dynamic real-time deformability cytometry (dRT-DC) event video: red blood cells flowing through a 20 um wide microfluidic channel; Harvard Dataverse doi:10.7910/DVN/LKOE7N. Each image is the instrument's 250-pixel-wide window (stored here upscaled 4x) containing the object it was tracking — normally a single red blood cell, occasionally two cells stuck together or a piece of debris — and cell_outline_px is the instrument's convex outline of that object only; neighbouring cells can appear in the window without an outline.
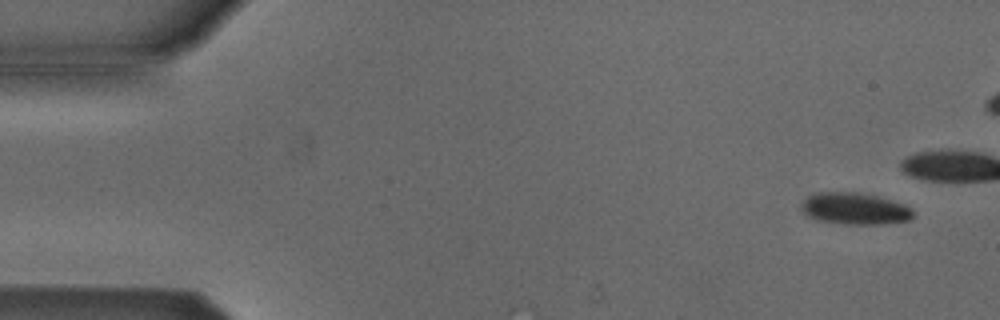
{"species": "Egyptian fruit bat (a non-hibernating species)", "species_latin": "Rousettus aegyptiacus", "temperature_condition": "cold", "stored_images_in_passage": 5, "segment_of_instrument_passage": [2, 2], "camera_frame_rate_fps": 3000, "um_per_image_px": 0.085, "animal": {"sex": "male"}, "frame": {"image": 1, "passage_image": 5, "time_ms": 5.667, "image_size_px": [1000, 320], "cell_outline_px": [[912, 216], [908, 220], [884, 224], [844, 224], [816, 220], [808, 216], [800, 208], [800, 204], [808, 196], [816, 192], [860, 192], [876, 196], [904, 204], [912, 208]], "centroid_in_image_um": [72.62, 17.73], "position_along_channel_um": 12.4, "area_um2": 20.69}}